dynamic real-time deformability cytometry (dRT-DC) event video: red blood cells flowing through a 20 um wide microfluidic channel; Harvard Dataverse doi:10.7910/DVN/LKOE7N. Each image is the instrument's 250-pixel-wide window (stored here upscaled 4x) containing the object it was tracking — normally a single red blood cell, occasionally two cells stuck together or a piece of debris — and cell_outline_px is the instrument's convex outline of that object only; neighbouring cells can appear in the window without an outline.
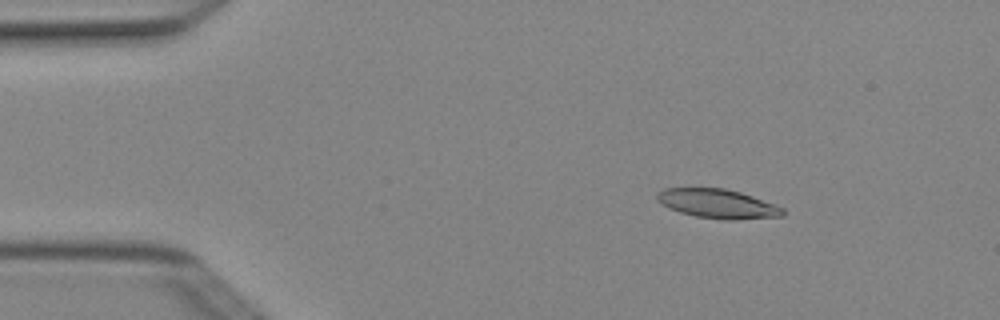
{"species": "Egyptian fruit bat (a non-hibernating species)", "species_latin": "Rousettus aegyptiacus", "temperature_condition": "cold", "stored_images_in_passage": 4, "camera_frame_rate_fps": 3000, "um_per_image_px": 0.085, "animal": {"sex": "female"}, "frame": {"image": 1, "passage_image": 2, "time_ms": 0.333, "image_size_px": [1000, 320], "cell_outline_px": [[784, 216], [736, 220], [724, 220], [696, 216], [680, 212], [668, 208], [660, 204], [656, 200], [656, 192], [664, 188], [724, 188], [740, 192], [776, 204], [784, 208]], "centroid_in_image_um": [60.99, 17.32], "position_along_channel_um": 24.0, "area_um2": 21.62}}
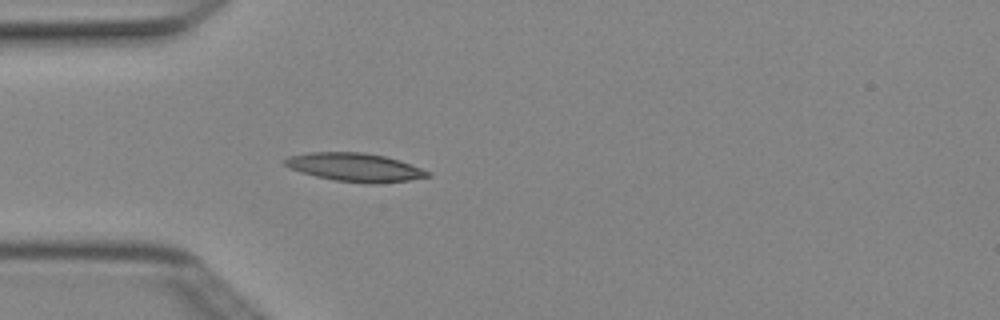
{"frame": {"image": 2, "passage_image": 4, "time_ms": 1.0, "image_size_px": [1000, 320], "cell_outline_px": [[432, 176], [408, 180], [376, 184], [368, 184], [336, 180], [316, 176], [300, 172], [284, 164], [284, 160], [288, 156], [308, 152], [364, 152], [384, 156], [400, 160], [432, 172]], "centroid_in_image_um": [30.21, 14.22], "position_along_channel_um": 54.8, "area_um2": 23.7}}